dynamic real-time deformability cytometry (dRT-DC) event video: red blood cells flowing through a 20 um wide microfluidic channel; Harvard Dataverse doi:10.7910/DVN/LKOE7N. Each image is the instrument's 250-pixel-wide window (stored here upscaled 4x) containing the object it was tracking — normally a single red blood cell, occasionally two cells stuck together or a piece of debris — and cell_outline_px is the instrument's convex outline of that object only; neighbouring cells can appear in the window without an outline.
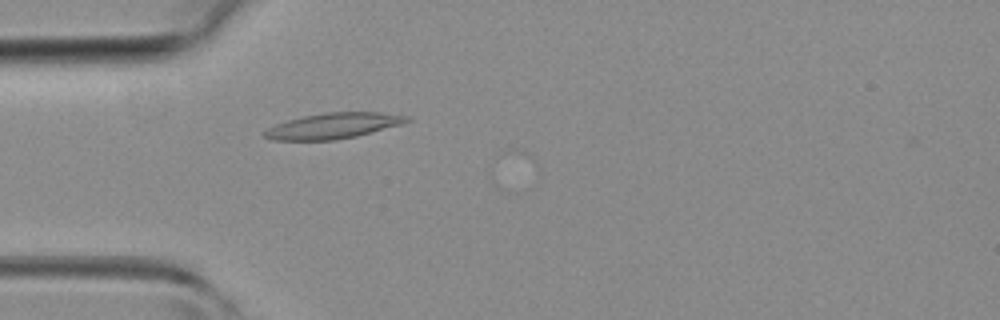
{"species": "common noctule bat (a hibernating species)", "species_latin": "Nyctalus noctula", "temperature_condition": "room temperature", "stored_images_in_passage": 43, "camera_frame_rate_fps": 3000, "um_per_image_px": 0.085, "animal": {"sex": "female", "body_mass_g": 19.3, "forearm_length_mm": 54.1}, "frame": {"image": 1, "passage_image": 13, "time_ms": 4.0, "image_size_px": [1000, 320], "cell_outline_px": [[412, 120], [400, 124], [356, 136], [332, 140], [272, 140], [264, 136], [264, 132], [268, 128], [276, 124], [288, 120], [304, 116], [324, 112], [380, 112], [408, 116]], "centroid_in_image_um": [28.32, 10.69], "position_along_channel_um": 56.7, "area_um2": 20.98}}
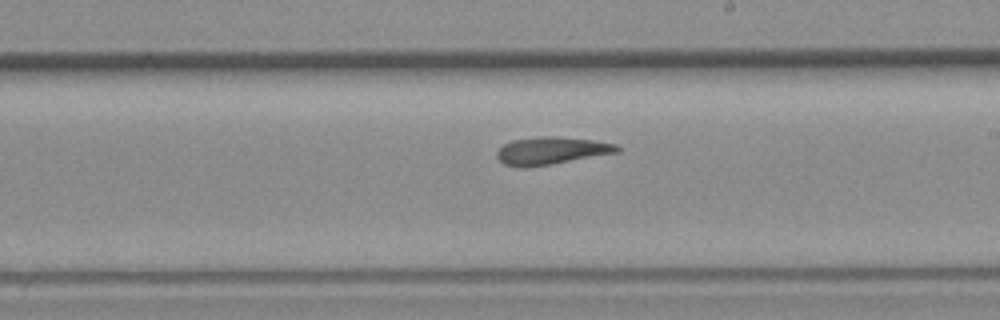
{"frame": {"image": 2, "passage_image": 25, "time_ms": 8.0, "image_size_px": [1000, 320], "cell_outline_px": [[620, 152], [552, 164], [524, 168], [520, 168], [504, 164], [496, 156], [496, 152], [504, 144], [512, 140], [536, 136], [556, 136], [592, 140], [616, 144], [620, 148]], "centroid_in_image_um": [46.85, 12.81], "position_along_channel_um": 242.2, "area_um2": 19.42}}
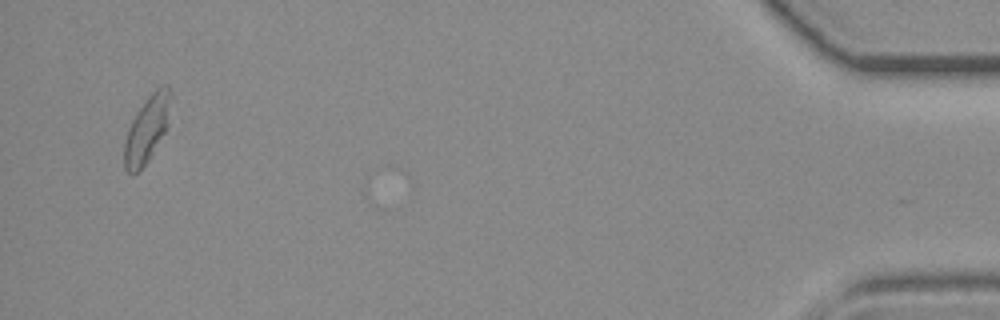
{"frame": {"image": 3, "passage_image": 42, "time_ms": 13.667, "image_size_px": [1000, 320], "cell_outline_px": [[172, 96], [168, 128], [148, 160], [132, 176], [124, 168], [124, 140], [128, 128], [136, 112], [148, 96], [156, 88], [164, 84], [168, 84], [172, 92]], "centroid_in_image_um": [12.52, 10.93], "position_along_channel_um": 422.7, "area_um2": 18.32}}